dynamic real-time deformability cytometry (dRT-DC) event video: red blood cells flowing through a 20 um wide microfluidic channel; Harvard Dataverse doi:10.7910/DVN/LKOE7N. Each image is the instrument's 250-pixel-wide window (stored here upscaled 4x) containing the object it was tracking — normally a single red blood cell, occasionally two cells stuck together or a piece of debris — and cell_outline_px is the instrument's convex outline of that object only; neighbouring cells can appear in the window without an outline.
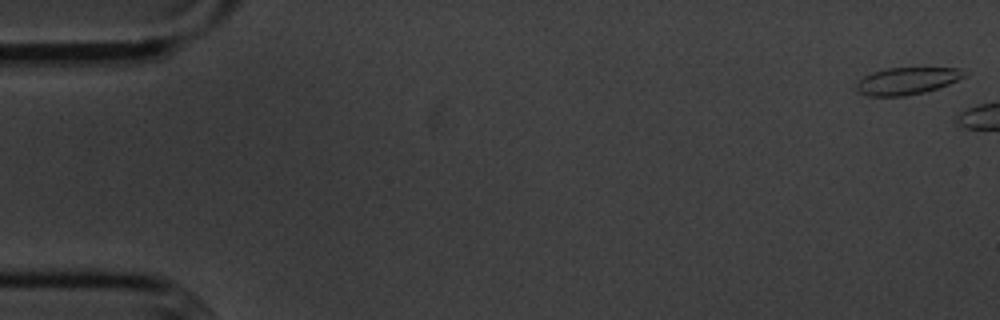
{"species": "common noctule bat (a hibernating species)", "species_latin": "Nyctalus noctula", "temperature_condition": "cold", "stored_images_in_passage": 6, "camera_frame_rate_fps": 3000, "um_per_image_px": 0.085, "animal": {"sex": "male", "body_mass_g": 20.1, "forearm_length_mm": 53.5}, "frame": {"image": 1, "passage_image": 1, "time_ms": 0.0, "image_size_px": [1000, 320], "cell_outline_px": [[964, 76], [948, 84], [924, 92], [904, 96], [868, 96], [860, 92], [856, 88], [856, 84], [864, 76], [872, 72], [888, 68], [960, 68]], "centroid_in_image_um": [77.04, 6.88], "position_along_channel_um": 8.0, "area_um2": 16.65}}